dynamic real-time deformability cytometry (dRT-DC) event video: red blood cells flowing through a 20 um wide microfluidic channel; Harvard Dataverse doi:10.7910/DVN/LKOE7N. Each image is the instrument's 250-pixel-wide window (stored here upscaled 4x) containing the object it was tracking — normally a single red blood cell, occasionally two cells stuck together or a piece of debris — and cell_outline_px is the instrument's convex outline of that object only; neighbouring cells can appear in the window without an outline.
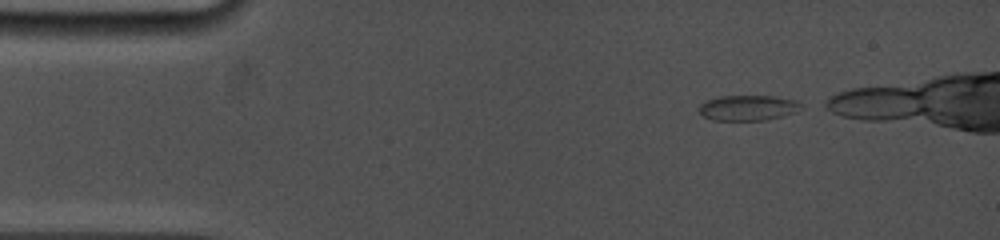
{"species": "common noctule bat (a hibernating species)", "species_latin": "Nyctalus noctula", "temperature_condition": "cold", "stored_images_in_passage": 10, "camera_frame_rate_fps": 5000, "um_per_image_px": 0.085, "animal": {"sex": "female", "body_mass_g": 19.0, "forearm_length_mm": 53.3}, "frame": {"image": 1, "passage_image": 1, "time_ms": 0.0, "image_size_px": [1000, 240], "cell_outline_px": [[804, 108], [796, 112], [784, 116], [764, 120], [712, 120], [704, 116], [700, 112], [700, 104], [708, 100], [720, 96], [772, 96], [796, 100], [804, 104]], "centroid_in_image_um": [63.66, 9.16], "position_along_channel_um": 21.3, "area_um2": 15.14}}